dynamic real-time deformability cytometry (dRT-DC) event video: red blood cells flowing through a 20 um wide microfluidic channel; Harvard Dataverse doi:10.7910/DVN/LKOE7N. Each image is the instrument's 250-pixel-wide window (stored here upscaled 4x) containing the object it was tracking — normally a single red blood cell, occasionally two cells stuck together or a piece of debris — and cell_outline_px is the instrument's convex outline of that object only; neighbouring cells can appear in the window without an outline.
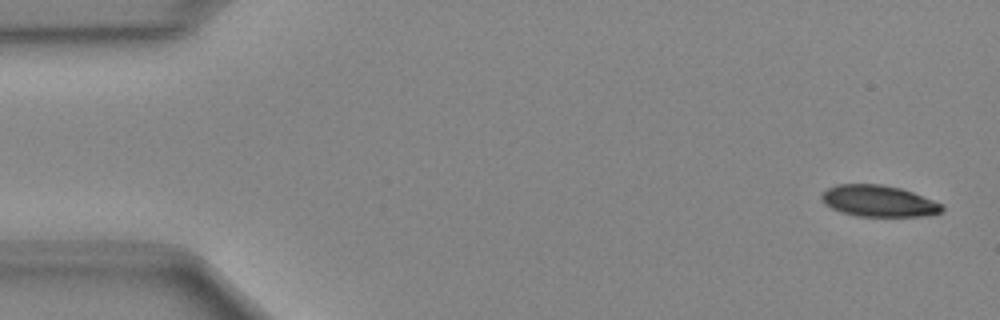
{"species": "Egyptian fruit bat (a non-hibernating species)", "species_latin": "Rousettus aegyptiacus", "temperature_condition": "cold", "stored_images_in_passage": 49, "camera_frame_rate_fps": 3000, "um_per_image_px": 0.085, "animal": {"sex": "female"}, "frame": {"image": 1, "passage_image": 2, "time_ms": 0.333, "image_size_px": [1000, 320], "cell_outline_px": [[944, 208], [940, 212], [932, 216], [856, 216], [832, 208], [824, 204], [820, 200], [820, 196], [828, 188], [836, 184], [880, 184], [900, 188], [912, 192], [944, 204]], "centroid_in_image_um": [74.7, 17.09], "position_along_channel_um": 10.3, "area_um2": 22.08}}
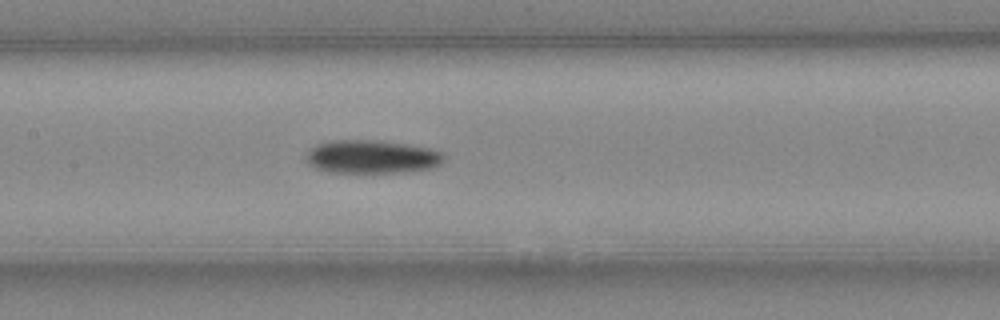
{"frame": {"image": 2, "passage_image": 23, "time_ms": 7.333, "image_size_px": [1000, 320], "cell_outline_px": [[444, 160], [440, 164], [432, 168], [404, 172], [328, 172], [316, 168], [308, 164], [304, 156], [316, 144], [332, 140], [376, 140], [408, 144], [428, 148], [440, 152], [444, 156]], "centroid_in_image_um": [31.58, 13.32], "position_along_channel_um": 175.8, "area_um2": 26.76}}
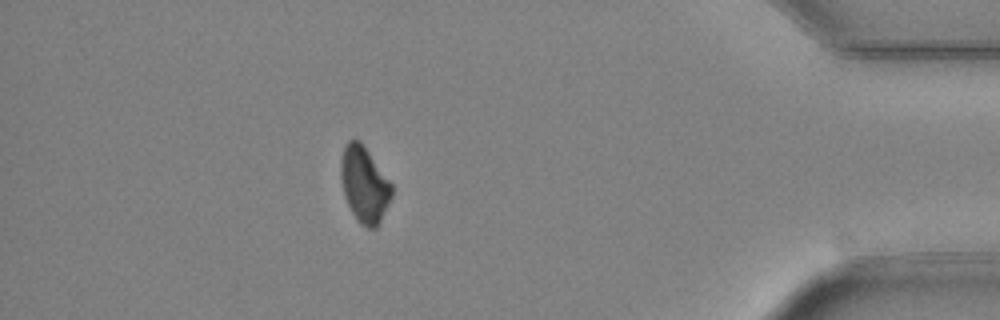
{"frame": {"image": 3, "passage_image": 43, "time_ms": 14.0, "image_size_px": [1000, 320], "cell_outline_px": [[392, 196], [376, 228], [368, 228], [360, 224], [356, 220], [344, 196], [340, 176], [340, 160], [344, 148], [348, 140], [360, 140], [392, 184]], "centroid_in_image_um": [30.95, 15.68], "position_along_channel_um": 404.3, "area_um2": 22.37}}